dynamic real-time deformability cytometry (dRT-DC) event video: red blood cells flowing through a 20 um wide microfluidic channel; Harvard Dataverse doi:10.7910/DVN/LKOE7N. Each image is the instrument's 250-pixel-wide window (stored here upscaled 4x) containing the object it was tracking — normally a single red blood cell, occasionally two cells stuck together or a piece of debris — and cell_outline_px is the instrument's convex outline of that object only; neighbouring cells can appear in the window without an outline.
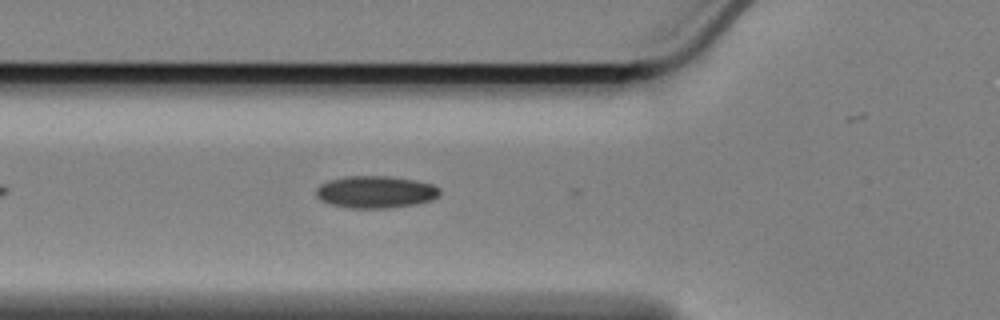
{"species": "Egyptian fruit bat (a non-hibernating species)", "species_latin": "Rousettus aegyptiacus", "temperature_condition": "cold", "stored_images_in_passage": 21, "camera_frame_rate_fps": 3000, "um_per_image_px": 0.085, "animal": {"sex": "female"}, "frame": {"image": 1, "passage_image": 7, "time_ms": 2.0, "image_size_px": [1000, 320], "cell_outline_px": [[440, 192], [432, 200], [416, 204], [388, 208], [348, 208], [328, 204], [320, 200], [316, 196], [316, 188], [320, 184], [328, 180], [348, 176], [388, 176], [416, 180], [432, 184], [440, 188]], "centroid_in_image_um": [31.89, 16.32], "position_along_channel_um": 93.9, "area_um2": 23.35}}
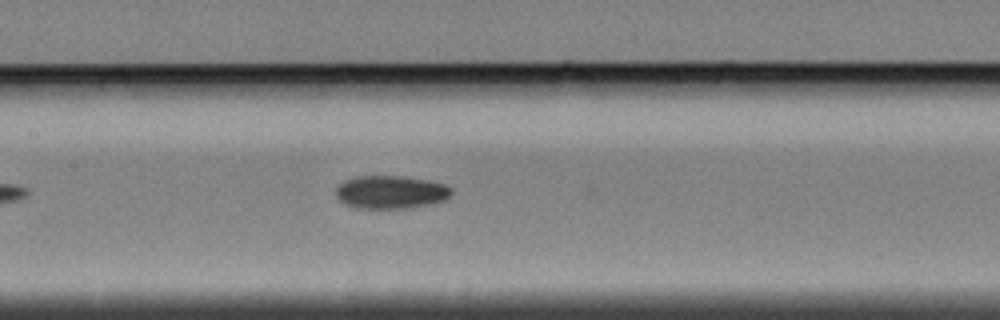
{"frame": {"image": 2, "passage_image": 14, "time_ms": 4.333, "image_size_px": [1000, 320], "cell_outline_px": [[452, 192], [444, 200], [432, 204], [408, 208], [356, 208], [344, 204], [336, 196], [336, 188], [344, 180], [356, 176], [404, 176], [428, 180], [444, 184], [452, 188]], "centroid_in_image_um": [33.2, 16.33], "position_along_channel_um": 174.2, "area_um2": 22.37}}
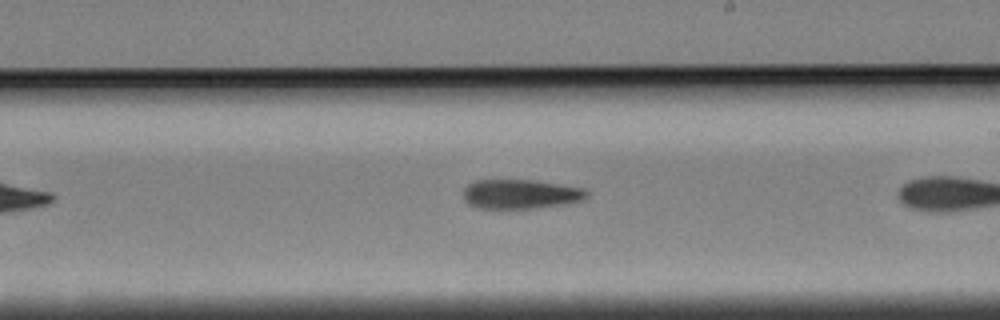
{"frame": {"image": 3, "passage_image": 17, "time_ms": 5.333, "image_size_px": [1000, 320], "cell_outline_px": [[588, 196], [580, 200], [564, 204], [536, 208], [476, 208], [468, 204], [464, 200], [464, 188], [468, 184], [476, 180], [528, 180], [584, 188], [588, 192]], "centroid_in_image_um": [44.2, 16.5], "position_along_channel_um": 244.8, "area_um2": 20.92}}